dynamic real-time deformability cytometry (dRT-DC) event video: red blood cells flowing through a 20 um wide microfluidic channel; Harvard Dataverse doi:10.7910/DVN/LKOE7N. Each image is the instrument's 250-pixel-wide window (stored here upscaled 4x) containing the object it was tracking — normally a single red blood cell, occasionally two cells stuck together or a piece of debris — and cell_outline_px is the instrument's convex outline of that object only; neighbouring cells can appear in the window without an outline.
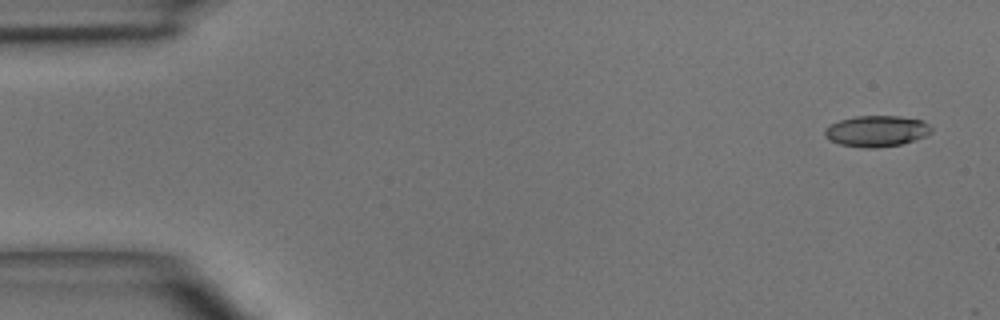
{"species": "common noctule bat (a hibernating species)", "species_latin": "Nyctalus noctula", "temperature_condition": "room temperature", "stored_images_in_passage": 4, "camera_frame_rate_fps": 3000, "um_per_image_px": 0.085, "animal": {"sex": "male", "body_mass_g": 15.6}, "frame": {"image": 1, "passage_image": 1, "time_ms": 0.0, "image_size_px": [1000, 320], "cell_outline_px": [[932, 132], [924, 136], [900, 144], [876, 148], [868, 148], [840, 144], [828, 140], [824, 136], [824, 132], [832, 124], [840, 120], [856, 116], [900, 116], [920, 120], [928, 124], [932, 128]], "centroid_in_image_um": [74.5, 11.14], "position_along_channel_um": 10.5, "area_um2": 19.02}}
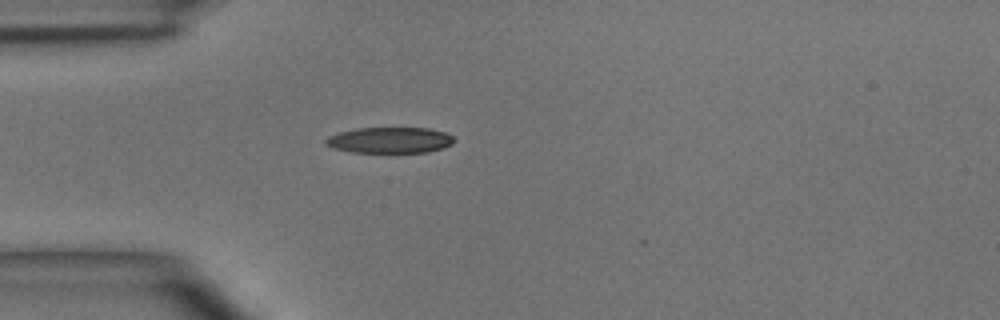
{"frame": {"image": 2, "passage_image": 4, "time_ms": 3.667, "image_size_px": [1000, 320], "cell_outline_px": [[456, 140], [452, 144], [444, 148], [428, 152], [352, 152], [332, 148], [324, 144], [324, 140], [328, 136], [340, 132], [356, 128], [428, 128], [444, 132], [452, 136]], "centroid_in_image_um": [33.13, 11.91], "position_along_channel_um": 51.9, "area_um2": 19.48}}